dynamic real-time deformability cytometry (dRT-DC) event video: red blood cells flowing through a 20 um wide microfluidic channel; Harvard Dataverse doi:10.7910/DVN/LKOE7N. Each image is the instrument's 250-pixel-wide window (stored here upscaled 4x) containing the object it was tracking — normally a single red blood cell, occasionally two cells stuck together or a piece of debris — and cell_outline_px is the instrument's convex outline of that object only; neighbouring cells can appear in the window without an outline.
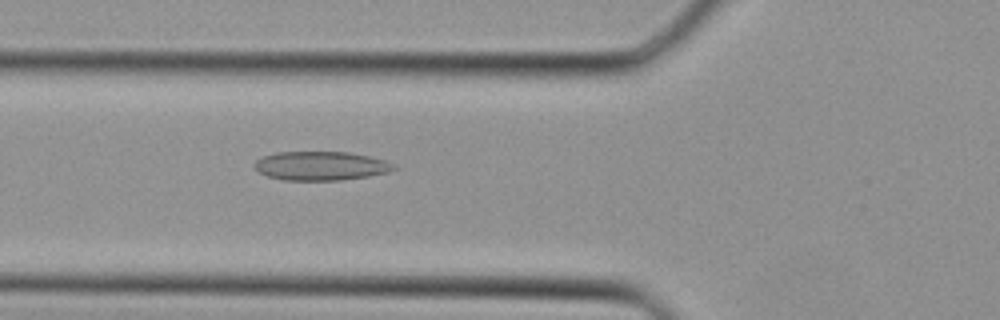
{"species": "Egyptian fruit bat (a non-hibernating species)", "species_latin": "Rousettus aegyptiacus", "temperature_condition": "cold", "stored_images_in_passage": 38, "camera_frame_rate_fps": 3000, "um_per_image_px": 0.085, "animal": {"sex": "female"}, "frame": {"image": 1, "passage_image": 14, "time_ms": 4.333, "image_size_px": [1000, 320], "cell_outline_px": [[400, 168], [388, 172], [368, 176], [340, 180], [284, 180], [268, 176], [260, 172], [252, 164], [256, 160], [264, 156], [276, 152], [348, 152], [368, 156], [384, 160], [396, 164]], "centroid_in_image_um": [27.3, 14.1], "position_along_channel_um": 98.5, "area_um2": 23.47}}
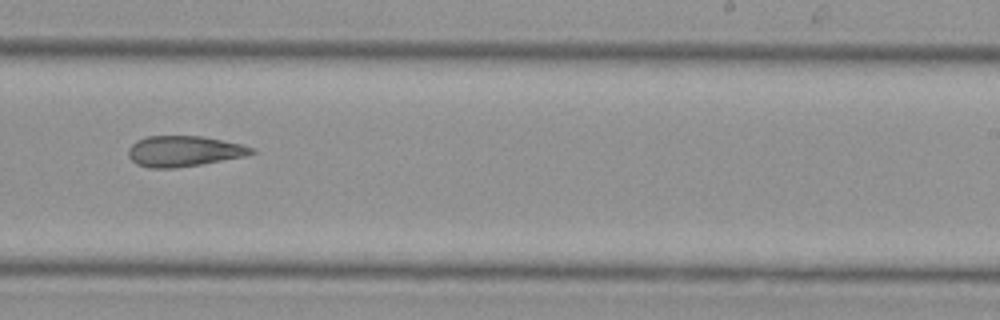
{"frame": {"image": 2, "passage_image": 24, "time_ms": 7.667, "image_size_px": [1000, 320], "cell_outline_px": [[256, 152], [248, 156], [200, 164], [172, 168], [148, 168], [136, 164], [128, 156], [128, 148], [136, 140], [148, 136], [204, 136], [240, 144], [256, 148]], "centroid_in_image_um": [15.64, 12.85], "position_along_channel_um": 273.4, "area_um2": 22.14}}
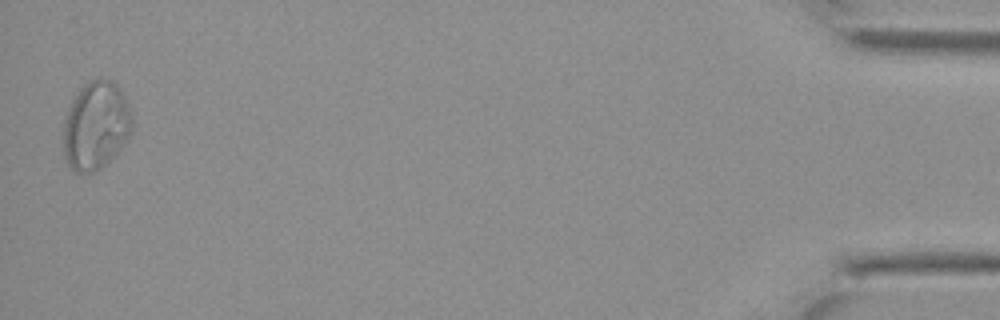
{"frame": {"image": 3, "passage_image": 38, "time_ms": 12.333, "image_size_px": [1000, 320], "cell_outline_px": [[132, 132], [128, 140], [96, 172], [72, 172], [64, 156], [64, 120], [68, 108], [72, 100], [80, 88], [88, 80], [108, 80], [116, 84], [120, 88], [128, 104], [132, 116]], "centroid_in_image_um": [8.15, 10.68], "position_along_channel_um": 427.1, "area_um2": 35.2}}